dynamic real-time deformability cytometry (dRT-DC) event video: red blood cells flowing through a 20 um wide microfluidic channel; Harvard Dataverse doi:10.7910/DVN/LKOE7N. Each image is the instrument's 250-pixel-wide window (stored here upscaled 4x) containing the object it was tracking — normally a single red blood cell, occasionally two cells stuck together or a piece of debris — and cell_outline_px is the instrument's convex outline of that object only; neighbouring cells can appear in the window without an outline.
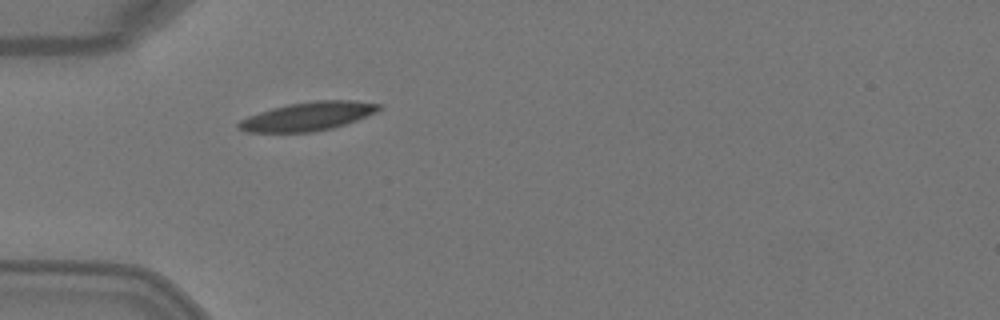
{"species": "Egyptian fruit bat (a non-hibernating species)", "species_latin": "Rousettus aegyptiacus", "temperature_condition": "warm", "stored_images_in_passage": 1, "camera_frame_rate_fps": 3000, "um_per_image_px": 0.085, "animal": {"sex": "female"}, "frame": {"image": 1, "passage_image": 1, "time_ms": 0.0, "image_size_px": [1000, 320], "cell_outline_px": [[384, 108], [376, 112], [356, 120], [332, 128], [312, 132], [248, 132], [240, 128], [236, 124], [240, 120], [248, 116], [272, 108], [288, 104], [316, 100], [352, 100], [380, 104]], "centroid_in_image_um": [26.19, 9.88], "position_along_channel_um": 58.8, "area_um2": 23.24}}